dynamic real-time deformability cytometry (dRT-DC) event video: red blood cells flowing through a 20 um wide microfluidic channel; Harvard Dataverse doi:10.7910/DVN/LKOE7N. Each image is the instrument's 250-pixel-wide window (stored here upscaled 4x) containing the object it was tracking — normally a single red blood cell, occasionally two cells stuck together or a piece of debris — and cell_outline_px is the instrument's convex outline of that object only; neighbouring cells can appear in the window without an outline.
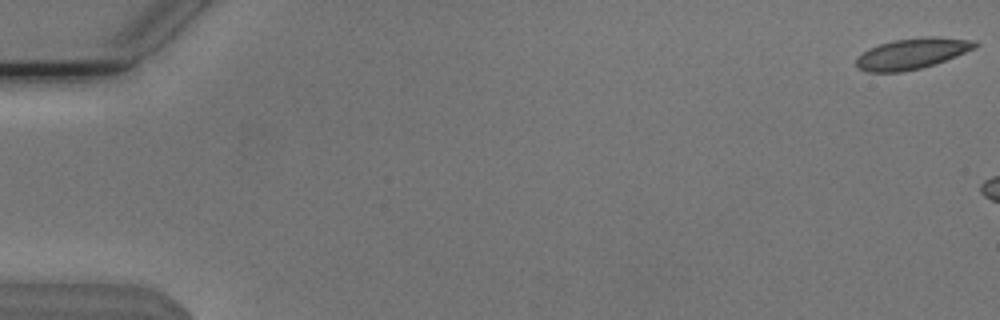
{"species": "Egyptian fruit bat (a non-hibernating species)", "species_latin": "Rousettus aegyptiacus", "temperature_condition": "cold", "stored_images_in_passage": 18, "camera_frame_rate_fps": 3000, "um_per_image_px": 0.085, "animal": {"sex": "male"}, "frame": {"image": 1, "passage_image": 1, "time_ms": 0.0, "image_size_px": [1000, 320], "cell_outline_px": [[980, 44], [976, 48], [936, 64], [920, 68], [900, 72], [868, 72], [856, 68], [856, 60], [868, 48], [892, 40], [924, 36], [932, 36], [976, 40]], "centroid_in_image_um": [77.56, 4.54], "position_along_channel_um": 7.4, "area_um2": 21.5}}